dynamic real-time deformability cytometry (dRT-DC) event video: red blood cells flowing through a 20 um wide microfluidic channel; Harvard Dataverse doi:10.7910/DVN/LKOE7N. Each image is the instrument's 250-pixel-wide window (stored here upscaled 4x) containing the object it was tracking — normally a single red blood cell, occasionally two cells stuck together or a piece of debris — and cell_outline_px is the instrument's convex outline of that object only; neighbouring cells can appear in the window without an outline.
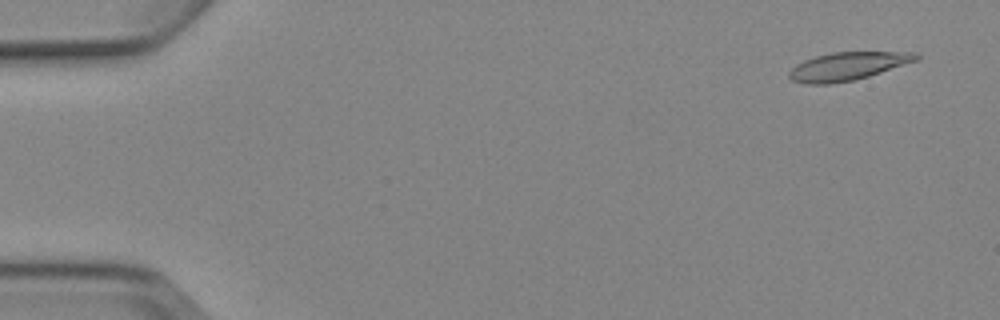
{"species": "Egyptian fruit bat (a non-hibernating species)", "species_latin": "Rousettus aegyptiacus", "temperature_condition": "cold", "stored_images_in_passage": 7, "camera_frame_rate_fps": 3000, "um_per_image_px": 0.085, "animal": {"sex": "female"}, "frame": {"image": 1, "passage_image": 1, "time_ms": 0.0, "image_size_px": [1000, 320], "cell_outline_px": [[920, 60], [856, 80], [832, 84], [804, 84], [792, 80], [788, 76], [788, 72], [796, 64], [804, 60], [816, 56], [832, 52], [920, 52]], "centroid_in_image_um": [72.08, 5.63], "position_along_channel_um": 12.9, "area_um2": 21.1}}
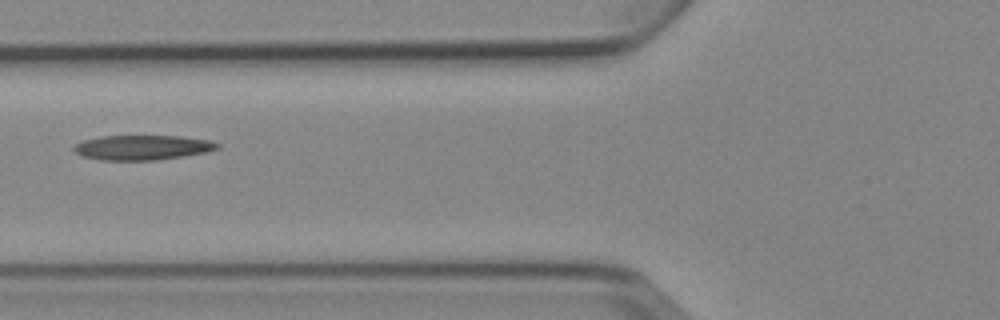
{"frame": {"image": 2, "passage_image": 6, "time_ms": 6.0, "image_size_px": [1000, 320], "cell_outline_px": [[220, 148], [204, 152], [184, 156], [156, 160], [100, 160], [84, 156], [76, 152], [72, 148], [76, 144], [84, 140], [100, 136], [180, 136], [208, 140], [220, 144]], "centroid_in_image_um": [12.1, 12.53], "position_along_channel_um": 113.7, "area_um2": 20.58}}
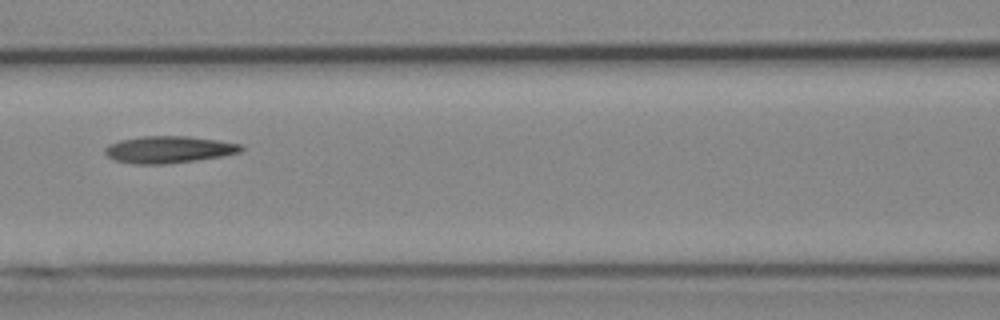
{"frame": {"image": 3, "passage_image": 7, "time_ms": 7.0, "image_size_px": [1000, 320], "cell_outline_px": [[244, 148], [240, 152], [224, 156], [168, 164], [132, 164], [112, 160], [104, 152], [104, 148], [108, 144], [120, 140], [144, 136], [188, 136], [216, 140], [240, 144]], "centroid_in_image_um": [14.31, 12.72], "position_along_channel_um": 152.3, "area_um2": 21.5}}